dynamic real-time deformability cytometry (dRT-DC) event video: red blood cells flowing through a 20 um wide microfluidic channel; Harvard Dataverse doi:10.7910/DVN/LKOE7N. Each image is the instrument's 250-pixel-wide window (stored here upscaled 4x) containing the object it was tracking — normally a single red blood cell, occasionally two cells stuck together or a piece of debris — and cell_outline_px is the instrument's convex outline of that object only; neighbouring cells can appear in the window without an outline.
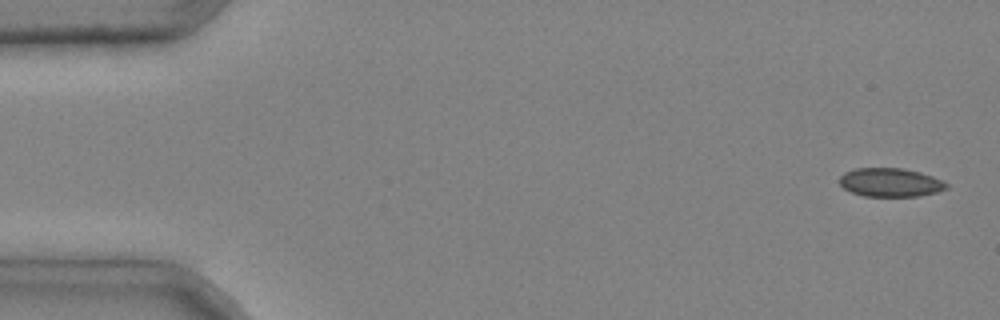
{"species": "common noctule bat (a hibernating species)", "species_latin": "Nyctalus noctula", "temperature_condition": "cold", "stored_images_in_passage": 3, "camera_frame_rate_fps": 3000, "um_per_image_px": 0.085, "animal": {"sex": "male", "body_mass_g": 20.4}, "frame": {"image": 1, "passage_image": 1, "time_ms": 0.0, "image_size_px": [1000, 320], "cell_outline_px": [[948, 188], [936, 192], [920, 196], [864, 196], [852, 192], [844, 188], [840, 184], [840, 176], [844, 172], [856, 168], [904, 168], [920, 172], [932, 176], [948, 184]], "centroid_in_image_um": [75.68, 15.5], "position_along_channel_um": 9.3, "area_um2": 17.8}}